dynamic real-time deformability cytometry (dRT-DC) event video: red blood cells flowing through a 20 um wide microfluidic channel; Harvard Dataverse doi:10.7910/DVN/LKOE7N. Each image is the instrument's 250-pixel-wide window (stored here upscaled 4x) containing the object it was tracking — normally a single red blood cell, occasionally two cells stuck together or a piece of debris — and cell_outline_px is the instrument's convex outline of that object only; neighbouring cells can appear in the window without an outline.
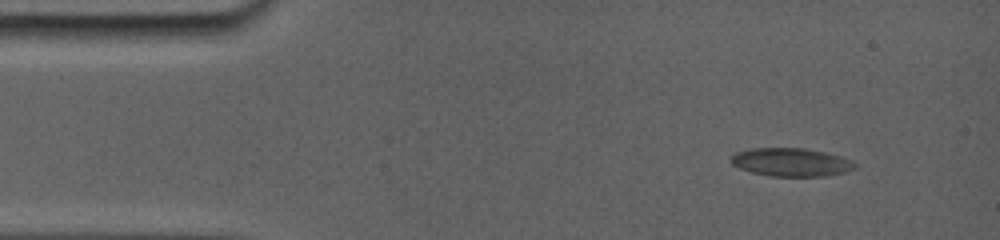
{"species": "common noctule bat (a hibernating species)", "species_latin": "Nyctalus noctula", "temperature_condition": "room temperature", "stored_images_in_passage": 18, "camera_frame_rate_fps": 5000, "um_per_image_px": 0.085, "animal": {"sex": "female", "body_mass_g": 19.0, "forearm_length_mm": 56.7}, "frame": {"image": 1, "passage_image": 1, "time_ms": 0.0, "image_size_px": [1000, 240], "cell_outline_px": [[848, 168], [840, 172], [824, 176], [772, 176], [752, 172], [740, 168], [732, 164], [732, 156], [740, 152], [764, 148], [796, 148], [816, 152], [832, 156]], "centroid_in_image_um": [66.94, 13.81], "position_along_channel_um": 18.1, "area_um2": 18.21}}
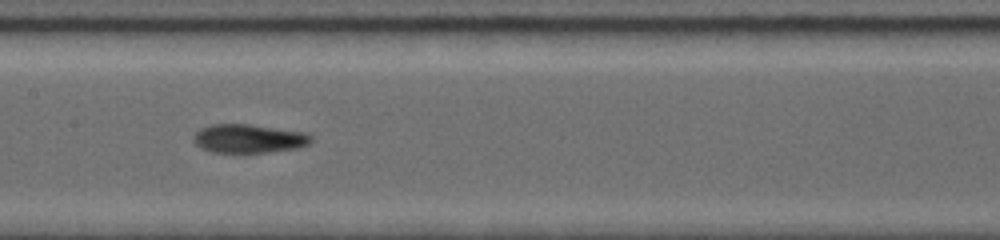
{"frame": {"image": 2, "passage_image": 8, "time_ms": 6.4, "image_size_px": [1000, 240], "cell_outline_px": [[312, 140], [308, 144], [296, 148], [264, 152], [212, 152], [196, 144], [196, 132], [212, 124], [248, 124], [300, 132], [308, 136]], "centroid_in_image_um": [21.13, 11.78], "position_along_channel_um": 186.3, "area_um2": 18.79}}
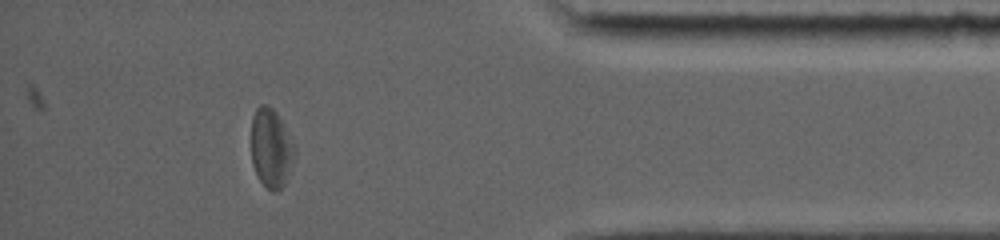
{"frame": {"image": 3, "passage_image": 16, "time_ms": 12.8, "image_size_px": [1000, 240], "cell_outline_px": [[296, 156], [284, 184], [276, 192], [272, 192], [260, 180], [252, 164], [252, 116], [256, 108], [260, 104], [264, 104], [272, 108], [276, 112], [296, 144]], "centroid_in_image_um": [23.07, 12.58], "position_along_channel_um": 412.1, "area_um2": 20.11}, "authors_computed_cell_mechanics": {"area_um2": 19.2474, "velocity_mm_per_s": 3.8538, "shape_relaxation_time_tau1_ms": 6.8288, "shape_relaxation_time_tau2_ms": 2.0506, "deformation_change_tau1": 0.2039, "deformation_change_tau2": 0.0874}}